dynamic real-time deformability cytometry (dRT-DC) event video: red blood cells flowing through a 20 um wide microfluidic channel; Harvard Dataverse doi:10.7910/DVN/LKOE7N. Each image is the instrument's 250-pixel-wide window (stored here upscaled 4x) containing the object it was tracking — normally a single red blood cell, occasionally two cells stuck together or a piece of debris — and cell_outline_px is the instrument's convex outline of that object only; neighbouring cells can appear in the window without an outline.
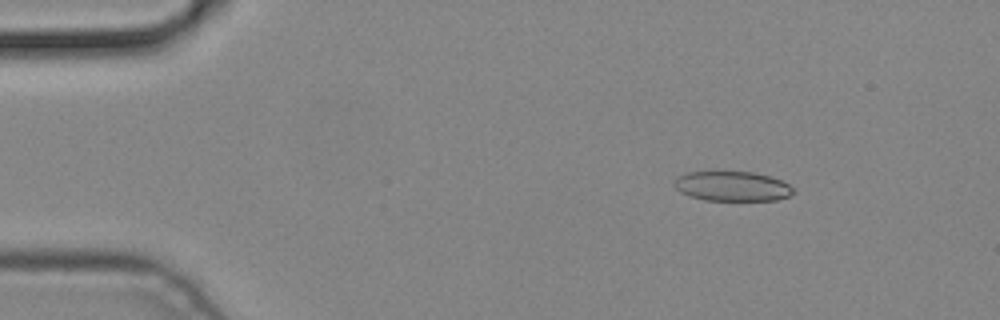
{"species": "common noctule bat (a hibernating species)", "species_latin": "Nyctalus noctula", "temperature_condition": "cold", "stored_images_in_passage": 5, "camera_frame_rate_fps": 3000, "um_per_image_px": 0.085, "animal": {"sex": "male", "body_mass_g": 19.2, "forearm_length_mm": 51.8}, "frame": {"image": 1, "passage_image": 2, "time_ms": 0.333, "image_size_px": [1000, 320], "cell_outline_px": [[796, 192], [788, 196], [776, 200], [704, 200], [688, 196], [680, 192], [672, 184], [672, 180], [676, 176], [688, 172], [708, 168], [756, 172], [772, 176], [788, 184]], "centroid_in_image_um": [62.14, 15.76], "position_along_channel_um": 22.9, "area_um2": 21.85}}